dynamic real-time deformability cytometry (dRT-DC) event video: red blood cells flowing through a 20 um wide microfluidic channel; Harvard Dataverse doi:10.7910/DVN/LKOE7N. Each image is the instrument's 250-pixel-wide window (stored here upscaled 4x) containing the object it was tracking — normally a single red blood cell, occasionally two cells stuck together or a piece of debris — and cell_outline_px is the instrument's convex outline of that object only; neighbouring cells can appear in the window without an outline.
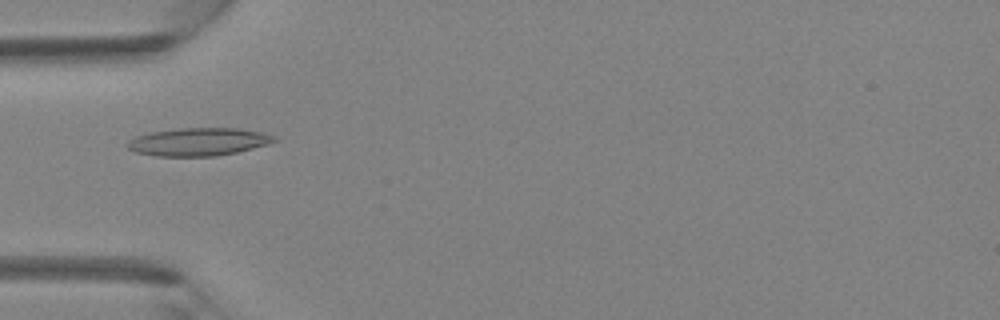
{"species": "Egyptian fruit bat (a non-hibernating species)", "species_latin": "Rousettus aegyptiacus", "temperature_condition": "room temperature", "stored_images_in_passage": 39, "camera_frame_rate_fps": 3000, "um_per_image_px": 0.085, "animal": {"sex": "female"}, "frame": {"image": 1, "passage_image": 9, "time_ms": 2.667, "image_size_px": [1000, 320], "cell_outline_px": [[280, 140], [268, 144], [236, 152], [216, 156], [156, 156], [136, 152], [128, 148], [124, 144], [128, 140], [136, 136], [148, 132], [180, 128], [236, 128], [260, 132], [276, 136]], "centroid_in_image_um": [16.84, 12.05], "position_along_channel_um": 68.2, "area_um2": 23.99}}
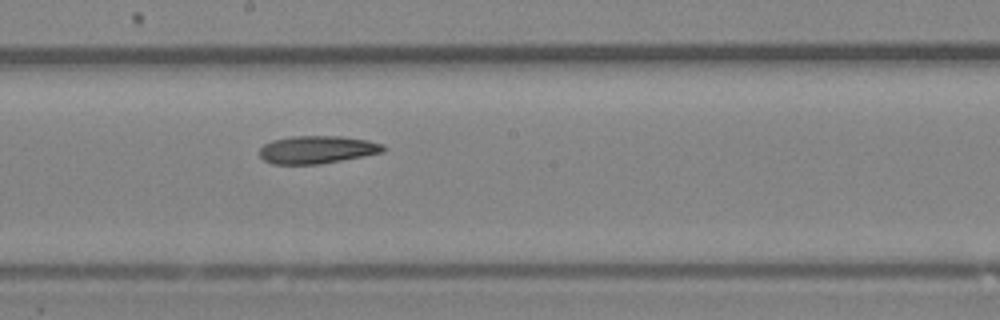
{"frame": {"image": 2, "passage_image": 19, "time_ms": 6.0, "image_size_px": [1000, 320], "cell_outline_px": [[388, 148], [384, 152], [364, 156], [320, 164], [272, 164], [264, 160], [260, 156], [260, 148], [264, 144], [272, 140], [292, 136], [344, 136], [368, 140], [384, 144]], "centroid_in_image_um": [27.0, 12.71], "position_along_channel_um": 221.2, "area_um2": 20.23}}
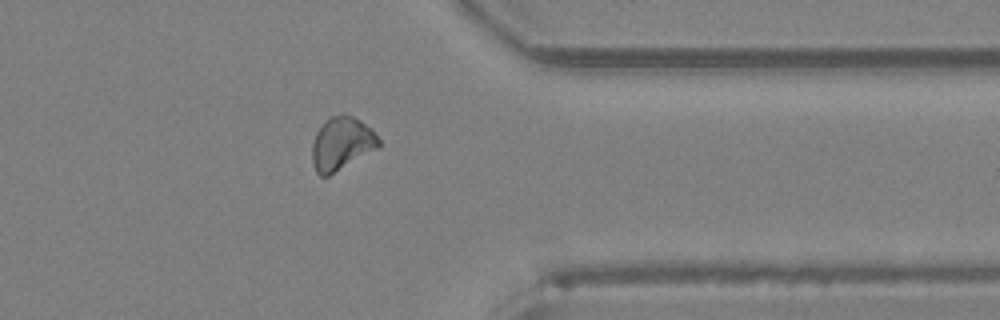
{"frame": {"image": 3, "passage_image": 30, "time_ms": 9.667, "image_size_px": [1000, 320], "cell_outline_px": [[380, 144], [376, 148], [328, 176], [320, 176], [316, 172], [312, 164], [312, 144], [316, 132], [332, 116], [344, 112], [360, 120], [372, 128], [380, 140]], "centroid_in_image_um": [29.03, 12.19], "position_along_channel_um": 382.4, "area_um2": 20.35}}